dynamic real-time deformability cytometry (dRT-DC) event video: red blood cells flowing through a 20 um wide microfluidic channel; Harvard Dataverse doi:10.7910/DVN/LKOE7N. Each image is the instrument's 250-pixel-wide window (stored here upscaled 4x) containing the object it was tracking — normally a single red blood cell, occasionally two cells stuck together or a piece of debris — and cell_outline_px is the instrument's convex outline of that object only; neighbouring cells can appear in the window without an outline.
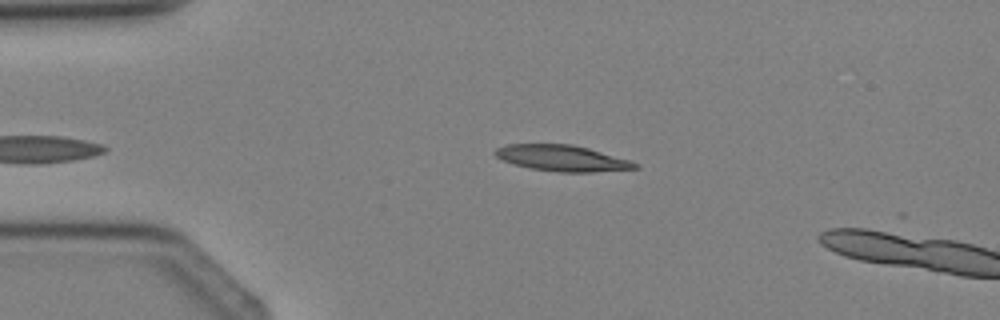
{"species": "Egyptian fruit bat (a non-hibernating species)", "species_latin": "Rousettus aegyptiacus", "temperature_condition": "cold", "stored_images_in_passage": 4, "camera_frame_rate_fps": 3000, "um_per_image_px": 0.085, "animal": {"sex": "female"}, "frame": {"image": 1, "passage_image": 4, "time_ms": 3.333, "image_size_px": [1000, 320], "cell_outline_px": [[640, 168], [592, 172], [560, 172], [528, 168], [512, 164], [496, 156], [492, 152], [496, 148], [504, 144], [572, 144], [588, 148], [628, 160], [640, 164]], "centroid_in_image_um": [47.74, 13.44], "position_along_channel_um": 37.3, "area_um2": 21.21}}